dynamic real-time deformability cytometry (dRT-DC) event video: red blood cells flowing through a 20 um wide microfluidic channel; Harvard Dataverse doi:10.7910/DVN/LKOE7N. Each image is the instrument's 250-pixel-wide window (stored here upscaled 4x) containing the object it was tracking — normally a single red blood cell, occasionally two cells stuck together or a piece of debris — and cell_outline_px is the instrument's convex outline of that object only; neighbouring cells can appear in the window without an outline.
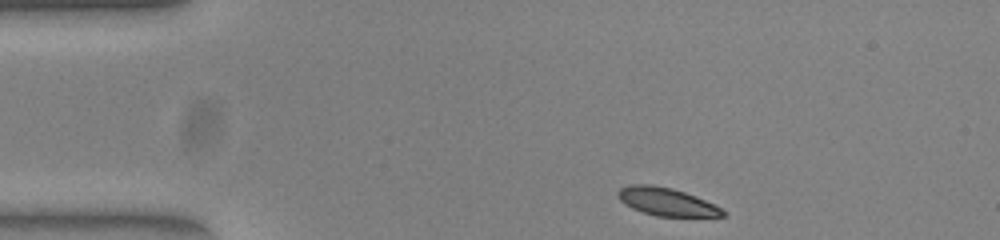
{"species": "common noctule bat (a hibernating species)", "species_latin": "Nyctalus noctula", "temperature_condition": "warm", "stored_images_in_passage": 45, "camera_frame_rate_fps": 3000, "um_per_image_px": 0.085, "animal": {"sex": "female", "body_mass_g": 23.0, "forearm_length_mm": 53.4}, "frame": {"image": 1, "passage_image": 1, "time_ms": 0.0, "image_size_px": [1000, 240], "cell_outline_px": [[728, 216], [656, 216], [632, 208], [624, 204], [616, 196], [616, 192], [620, 188], [628, 184], [652, 184], [672, 188], [684, 192], [704, 200], [728, 212]], "centroid_in_image_um": [56.61, 17.13], "position_along_channel_um": 28.4, "area_um2": 17.05}}
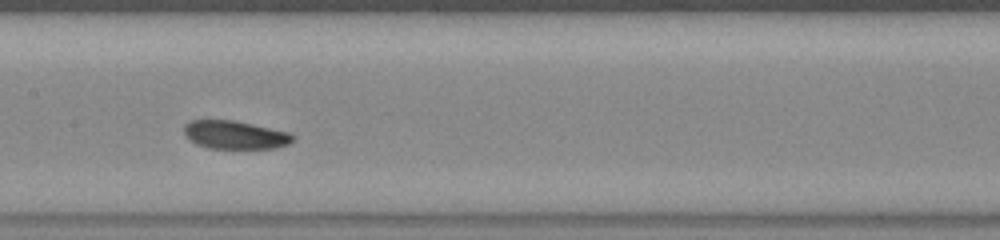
{"frame": {"image": 2, "passage_image": 18, "time_ms": 5.667, "image_size_px": [1000, 240], "cell_outline_px": [[296, 136], [288, 144], [276, 148], [208, 148], [196, 144], [184, 136], [184, 124], [192, 120], [232, 120], [252, 124], [288, 132]], "centroid_in_image_um": [19.94, 11.46], "position_along_channel_um": 187.5, "area_um2": 17.86}}
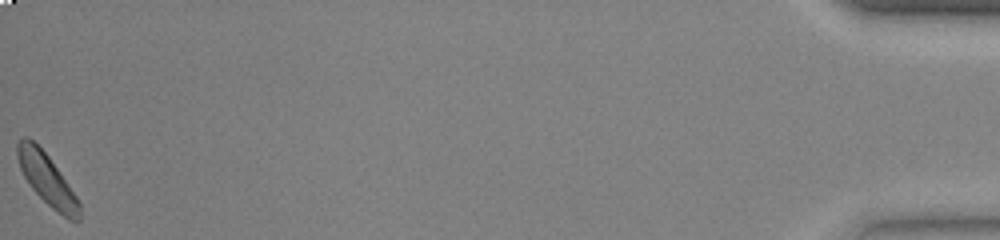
{"frame": {"image": 3, "passage_image": 45, "time_ms": 14.667, "image_size_px": [1000, 240], "cell_outline_px": [[80, 220], [68, 220], [52, 208], [32, 188], [24, 176], [20, 168], [16, 156], [16, 144], [24, 136], [28, 136], [48, 156], [76, 196], [80, 204]], "centroid_in_image_um": [3.97, 15.24], "position_along_channel_um": 431.2, "area_um2": 18.09}, "authors_computed_cell_mechanics": {"area_um2": 18.496, "velocity_mm_per_s": 3.8612, "shape_relaxation_time_tau1_ms": 9.8204, "shape_relaxation_time_tau2_ms": null, "deformation_change_tau1": 0.165, "deformation_change_tau2": null}}